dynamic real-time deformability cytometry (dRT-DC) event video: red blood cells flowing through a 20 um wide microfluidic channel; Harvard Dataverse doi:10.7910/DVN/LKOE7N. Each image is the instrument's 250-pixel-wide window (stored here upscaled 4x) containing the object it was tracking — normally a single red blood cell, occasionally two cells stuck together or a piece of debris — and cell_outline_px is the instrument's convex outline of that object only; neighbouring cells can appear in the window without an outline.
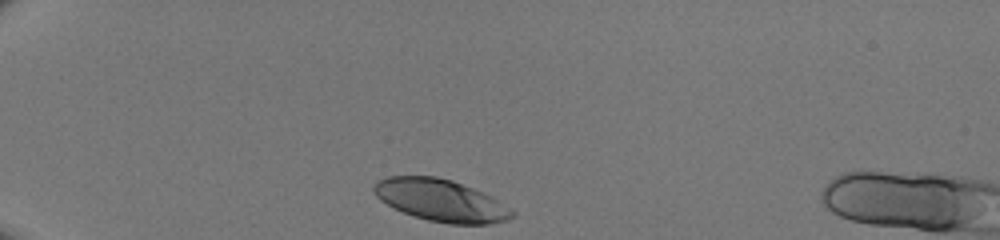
{"species": "human", "species_latin": "Homo sapiens", "temperature_condition": "room temperature", "stored_images_in_passage": 30, "camera_frame_rate_fps": 3000, "um_per_image_px": 0.085, "donor": {"sex": "male"}, "frame": {"image": 1, "passage_image": 1, "time_ms": 0.0, "image_size_px": [1000, 240], "cell_outline_px": [[516, 212], [508, 220], [488, 224], [448, 224], [428, 220], [404, 212], [380, 200], [376, 196], [372, 188], [372, 184], [376, 180], [388, 176], [436, 176], [452, 180], [472, 188], [512, 208]], "centroid_in_image_um": [37.45, 17.02], "position_along_channel_um": 47.6, "area_um2": 33.64}}
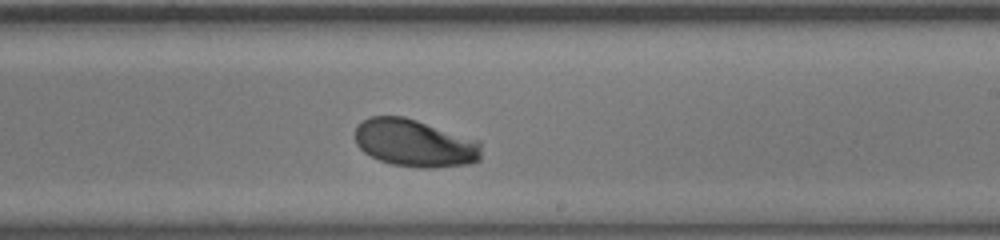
{"frame": {"image": 2, "passage_image": 19, "time_ms": 6.0, "image_size_px": [1000, 240], "cell_outline_px": [[480, 160], [472, 164], [432, 168], [420, 168], [392, 164], [380, 160], [364, 152], [356, 144], [356, 124], [368, 116], [404, 116], [480, 140]], "centroid_in_image_um": [35.27, 12.16], "position_along_channel_um": 253.7, "area_um2": 35.26}}
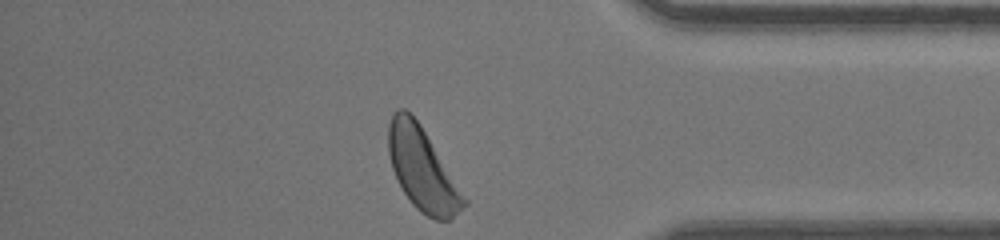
{"frame": {"image": 3, "passage_image": 30, "time_ms": 9.667, "image_size_px": [1000, 240], "cell_outline_px": [[468, 204], [460, 212], [448, 220], [436, 220], [420, 212], [412, 204], [404, 192], [392, 168], [388, 152], [388, 124], [392, 112], [396, 108], [404, 108], [420, 124], [468, 200]], "centroid_in_image_um": [35.89, 14.38], "position_along_channel_um": 399.3, "area_um2": 36.07}}